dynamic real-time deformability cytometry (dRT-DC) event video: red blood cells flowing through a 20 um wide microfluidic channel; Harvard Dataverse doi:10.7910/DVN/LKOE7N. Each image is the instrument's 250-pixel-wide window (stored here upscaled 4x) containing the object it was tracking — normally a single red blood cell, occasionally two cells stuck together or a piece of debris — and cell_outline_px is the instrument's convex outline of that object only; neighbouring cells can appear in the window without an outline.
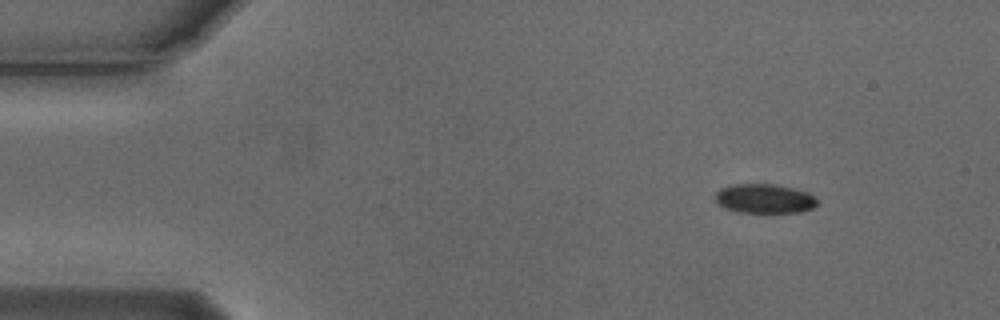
{"species": "Egyptian fruit bat (a non-hibernating species)", "species_latin": "Rousettus aegyptiacus", "temperature_condition": "cold", "stored_images_in_passage": 6, "camera_frame_rate_fps": 3000, "um_per_image_px": 0.085, "animal": {"sex": "male"}, "frame": {"image": 1, "passage_image": 1, "time_ms": 0.0, "image_size_px": [1000, 320], "cell_outline_px": [[816, 204], [812, 208], [800, 212], [736, 212], [724, 208], [716, 204], [712, 196], [720, 188], [736, 184], [776, 184], [808, 192], [816, 200]], "centroid_in_image_um": [64.89, 16.88], "position_along_channel_um": 20.1, "area_um2": 17.51}}
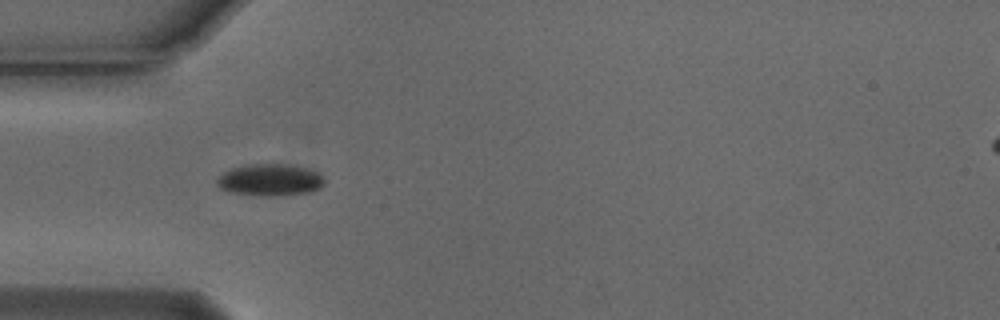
{"frame": {"image": 2, "passage_image": 4, "time_ms": 1.0, "image_size_px": [1000, 320], "cell_outline_px": [[324, 184], [320, 188], [312, 192], [276, 196], [260, 196], [228, 192], [220, 188], [216, 184], [216, 180], [224, 172], [232, 168], [244, 164], [284, 164], [308, 168], [320, 172], [324, 176]], "centroid_in_image_um": [22.97, 15.3], "position_along_channel_um": 62.0, "area_um2": 20.35}}
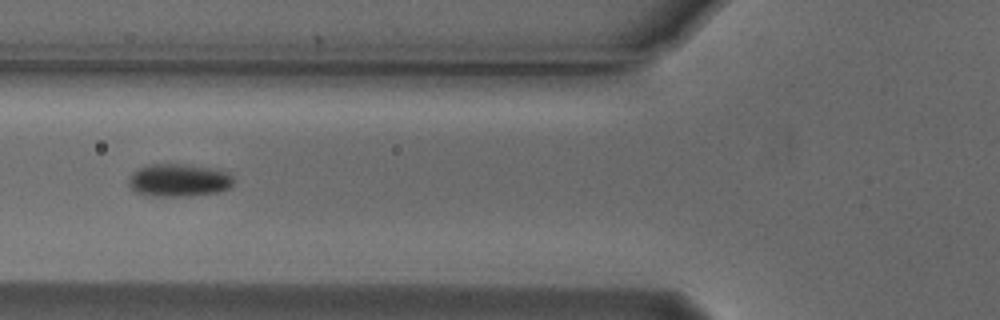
{"frame": {"image": 3, "passage_image": 5, "time_ms": 1.333, "image_size_px": [1000, 320], "cell_outline_px": [[232, 184], [228, 188], [216, 192], [188, 196], [144, 196], [136, 192], [128, 184], [128, 176], [132, 172], [148, 164], [192, 164], [216, 168], [228, 172], [232, 176]], "centroid_in_image_um": [15.16, 15.31], "position_along_channel_um": 110.6, "area_um2": 20.35}}